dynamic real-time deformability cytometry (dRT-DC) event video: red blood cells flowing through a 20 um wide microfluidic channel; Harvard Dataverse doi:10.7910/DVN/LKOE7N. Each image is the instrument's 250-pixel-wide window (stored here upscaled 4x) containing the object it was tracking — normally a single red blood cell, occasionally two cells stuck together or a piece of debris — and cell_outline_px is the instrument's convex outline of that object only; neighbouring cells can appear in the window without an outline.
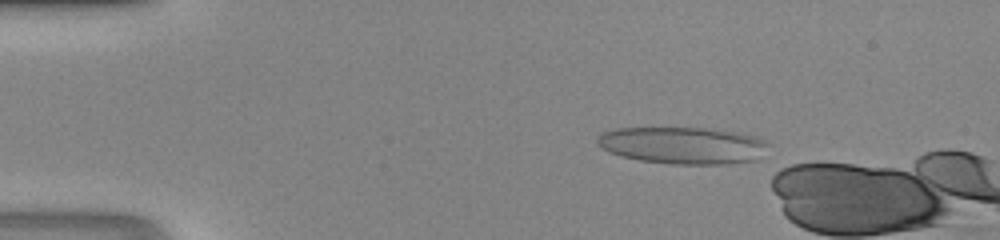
{"species": "human", "species_latin": "Homo sapiens", "temperature_condition": "room temperature", "stored_images_in_passage": 6, "camera_frame_rate_fps": 3000, "um_per_image_px": 0.085, "donor": {"sex": "male"}, "frame": {"image": 1, "passage_image": 3, "time_ms": 0.667, "image_size_px": [1000, 240], "cell_outline_px": [[768, 144], [756, 160], [724, 164], [672, 164], [640, 160], [620, 156], [608, 152], [596, 144], [596, 136], [600, 132], [616, 128], [712, 128], [736, 132], [752, 136], [764, 140]], "centroid_in_image_um": [57.95, 12.35], "position_along_channel_um": 27.1, "area_um2": 36.93}}